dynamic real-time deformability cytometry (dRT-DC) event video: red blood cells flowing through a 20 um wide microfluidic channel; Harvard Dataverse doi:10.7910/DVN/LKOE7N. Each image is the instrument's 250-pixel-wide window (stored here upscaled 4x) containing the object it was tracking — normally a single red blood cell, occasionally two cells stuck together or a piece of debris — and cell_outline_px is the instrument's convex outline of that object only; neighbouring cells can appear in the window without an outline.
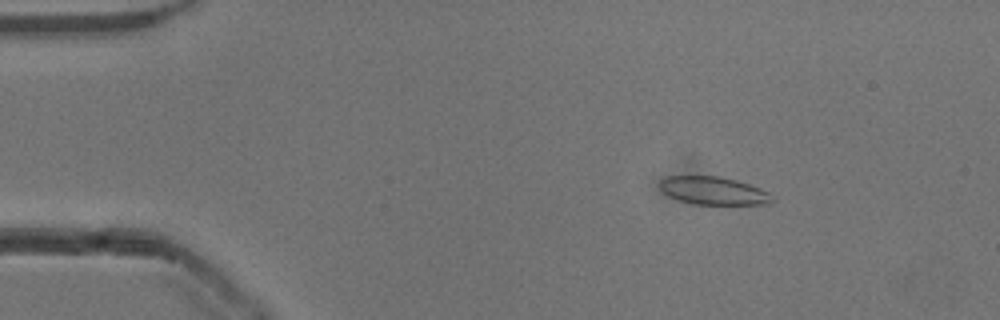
{"species": "common noctule bat (a hibernating species)", "species_latin": "Nyctalus noctula", "temperature_condition": "cold", "stored_images_in_passage": 53, "camera_frame_rate_fps": 3000, "um_per_image_px": 0.085, "animal": {"sex": "male", "body_mass_g": 13.3}, "frame": {"image": 1, "passage_image": 8, "time_ms": 2.333, "image_size_px": [1000, 320], "cell_outline_px": [[776, 196], [768, 204], [696, 204], [680, 200], [668, 196], [660, 188], [660, 180], [664, 176], [720, 176], [736, 180], [760, 188]], "centroid_in_image_um": [60.65, 16.2], "position_along_channel_um": 24.4, "area_um2": 18.26}}
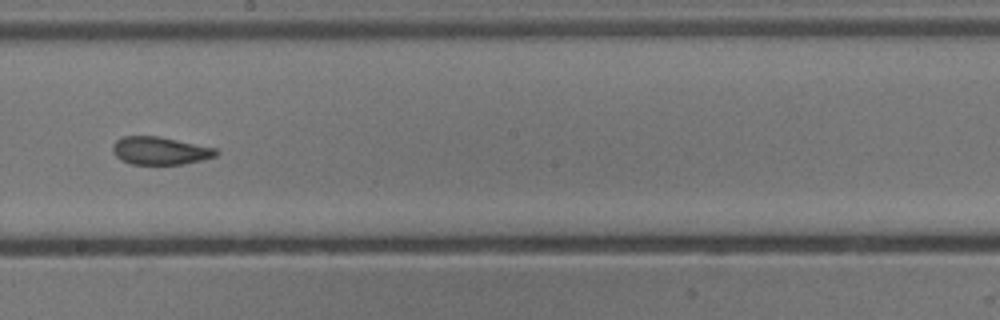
{"frame": {"image": 2, "passage_image": 30, "time_ms": 9.667, "image_size_px": [1000, 320], "cell_outline_px": [[220, 152], [216, 156], [184, 164], [132, 164], [120, 160], [112, 152], [112, 144], [116, 140], [124, 136], [156, 136], [216, 148]], "centroid_in_image_um": [13.57, 12.81], "position_along_channel_um": 234.6, "area_um2": 16.7}}
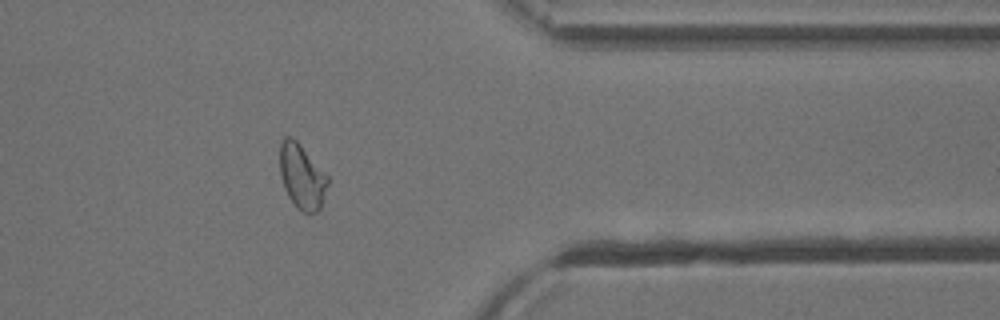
{"frame": {"image": 3, "passage_image": 43, "time_ms": 14.0, "image_size_px": [1000, 320], "cell_outline_px": [[328, 184], [320, 208], [316, 212], [300, 212], [296, 208], [288, 196], [284, 188], [280, 176], [280, 140], [284, 136], [292, 136], [300, 144], [328, 176]], "centroid_in_image_um": [25.64, 14.99], "position_along_channel_um": 385.8, "area_um2": 18.15}, "authors_computed_cell_mechanics": {"area_um2": 18.3804, "velocity_mm_per_s": 3.8545, "shape_relaxation_time_tau1_ms": null, "shape_relaxation_time_tau2_ms": 2.7147, "deformation_change_tau1": null, "deformation_change_tau2": 0.0765}}